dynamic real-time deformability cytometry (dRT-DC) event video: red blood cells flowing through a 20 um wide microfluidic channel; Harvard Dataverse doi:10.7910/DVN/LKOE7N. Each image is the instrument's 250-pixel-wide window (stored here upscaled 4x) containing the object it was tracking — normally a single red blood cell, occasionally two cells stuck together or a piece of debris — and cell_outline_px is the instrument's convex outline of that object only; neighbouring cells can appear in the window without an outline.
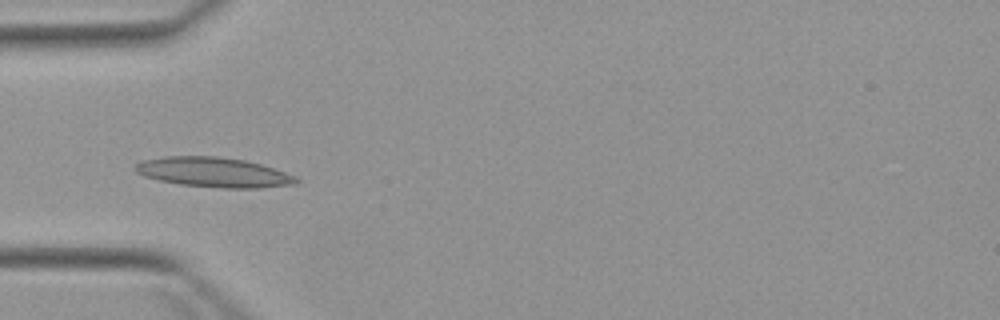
{"species": "Egyptian fruit bat (a non-hibernating species)", "species_latin": "Rousettus aegyptiacus", "temperature_condition": "warm", "stored_images_in_passage": 5, "camera_frame_rate_fps": 3000, "um_per_image_px": 0.085, "animal": {"sex": "female"}, "frame": {"image": 1, "passage_image": 4, "time_ms": 4.667, "image_size_px": [1000, 320], "cell_outline_px": [[300, 180], [296, 184], [260, 188], [224, 188], [180, 184], [160, 180], [144, 176], [136, 172], [136, 164], [140, 160], [164, 156], [216, 156], [244, 160], [260, 164], [296, 176]], "centroid_in_image_um": [18.16, 14.64], "position_along_channel_um": 66.8, "area_um2": 27.86}}
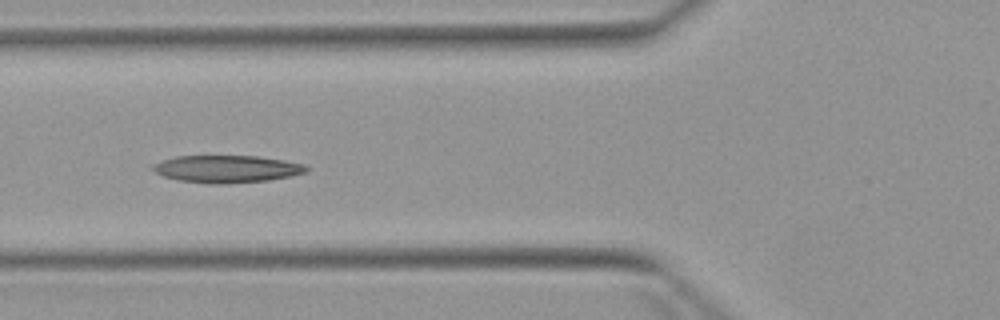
{"frame": {"image": 2, "passage_image": 5, "time_ms": 5.667, "image_size_px": [1000, 320], "cell_outline_px": [[308, 172], [268, 180], [216, 184], [208, 184], [180, 180], [164, 176], [156, 172], [148, 164], [160, 160], [176, 156], [256, 156], [284, 160], [304, 164], [308, 168]], "centroid_in_image_um": [19.22, 14.35], "position_along_channel_um": 106.6, "area_um2": 24.39}}